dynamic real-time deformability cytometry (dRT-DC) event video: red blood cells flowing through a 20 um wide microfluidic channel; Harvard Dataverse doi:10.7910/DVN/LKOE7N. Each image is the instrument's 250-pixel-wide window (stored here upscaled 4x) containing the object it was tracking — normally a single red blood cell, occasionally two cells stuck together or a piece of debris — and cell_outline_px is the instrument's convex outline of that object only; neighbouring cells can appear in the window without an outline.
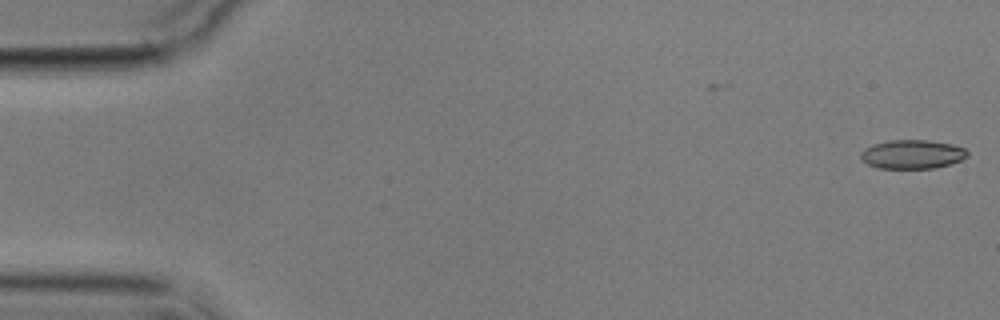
{"species": "common noctule bat (a hibernating species)", "species_latin": "Nyctalus noctula", "temperature_condition": "cold", "stored_images_in_passage": 2, "camera_frame_rate_fps": 3000, "um_per_image_px": 0.085, "animal": {"sex": "male", "body_mass_g": 17.9}, "frame": {"image": 1, "passage_image": 2, "time_ms": 1.0, "image_size_px": [1000, 320], "cell_outline_px": [[968, 156], [960, 160], [948, 164], [932, 168], [876, 168], [860, 160], [860, 152], [864, 148], [888, 140], [928, 140], [952, 144], [964, 148], [968, 152]], "centroid_in_image_um": [77.51, 13.11], "position_along_channel_um": 7.5, "area_um2": 17.92}}